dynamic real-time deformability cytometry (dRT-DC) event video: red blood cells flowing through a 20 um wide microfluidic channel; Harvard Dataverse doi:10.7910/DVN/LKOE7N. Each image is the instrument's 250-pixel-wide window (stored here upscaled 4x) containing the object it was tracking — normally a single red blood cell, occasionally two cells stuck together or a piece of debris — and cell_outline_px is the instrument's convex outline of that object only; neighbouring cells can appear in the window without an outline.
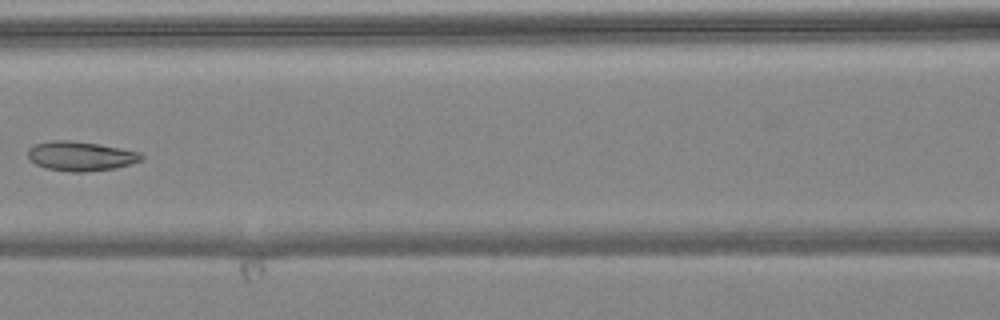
{"species": "common noctule bat (a hibernating species)", "species_latin": "Nyctalus noctula", "temperature_condition": "warm", "stored_images_in_passage": 7, "camera_frame_rate_fps": 3000, "um_per_image_px": 0.085, "animal": {"sex": "female", "body_mass_g": 24.6, "forearm_length_mm": 56.2}, "frame": {"image": 1, "passage_image": 7, "time_ms": 7.333, "image_size_px": [1000, 320], "cell_outline_px": [[144, 156], [140, 160], [116, 168], [84, 172], [72, 172], [48, 168], [36, 164], [28, 156], [28, 148], [36, 144], [52, 140], [68, 140], [96, 144], [120, 148], [140, 152]], "centroid_in_image_um": [6.85, 13.27], "position_along_channel_um": 159.8, "area_um2": 19.13}}